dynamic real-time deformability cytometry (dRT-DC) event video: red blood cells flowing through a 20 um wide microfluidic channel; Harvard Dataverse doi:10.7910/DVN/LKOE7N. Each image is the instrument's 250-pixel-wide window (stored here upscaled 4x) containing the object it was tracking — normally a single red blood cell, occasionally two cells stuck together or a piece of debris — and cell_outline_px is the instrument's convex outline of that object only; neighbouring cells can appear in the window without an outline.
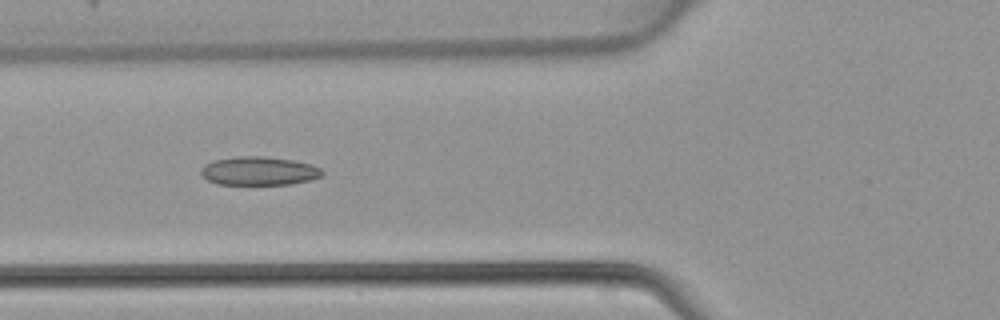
{"species": "common noctule bat (a hibernating species)", "species_latin": "Nyctalus noctula", "temperature_condition": "warm", "stored_images_in_passage": 47, "camera_frame_rate_fps": 3000, "um_per_image_px": 0.085, "animal": {"sex": "female", "body_mass_g": 22.7, "forearm_length_mm": 54.2}, "frame": {"image": 1, "passage_image": 18, "time_ms": 5.667, "image_size_px": [1000, 320], "cell_outline_px": [[324, 172], [320, 176], [312, 180], [292, 184], [216, 184], [208, 180], [200, 172], [200, 168], [204, 164], [212, 160], [236, 156], [264, 156], [292, 160], [312, 164], [320, 168]], "centroid_in_image_um": [22.0, 14.52], "position_along_channel_um": 103.8, "area_um2": 20.35}}
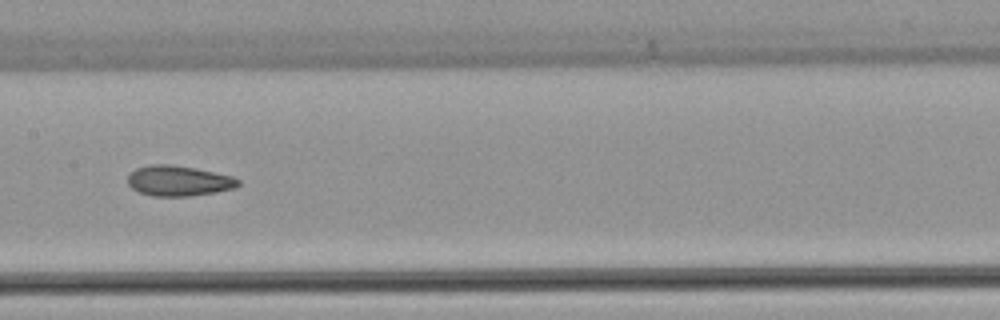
{"frame": {"image": 2, "passage_image": 24, "time_ms": 7.667, "image_size_px": [1000, 320], "cell_outline_px": [[240, 184], [236, 188], [216, 192], [188, 196], [152, 196], [140, 192], [132, 188], [128, 184], [128, 176], [136, 168], [148, 164], [172, 164], [196, 168], [232, 176], [240, 180]], "centroid_in_image_um": [15.19, 15.36], "position_along_channel_um": 192.2, "area_um2": 19.65}}
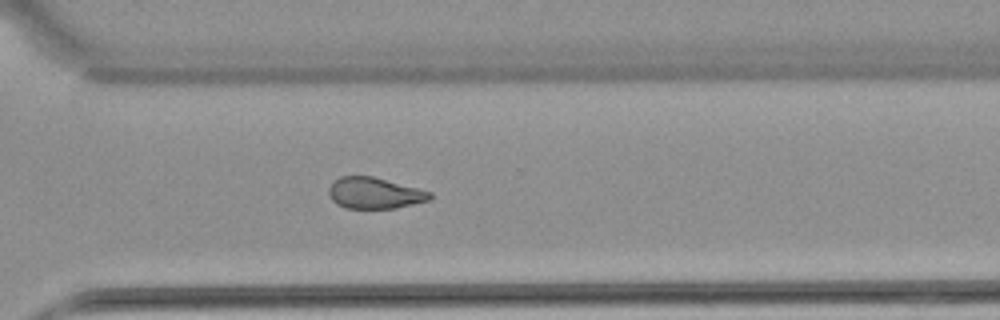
{"frame": {"image": 3, "passage_image": 34, "time_ms": 11.0, "image_size_px": [1000, 320], "cell_outline_px": [[432, 196], [428, 200], [396, 208], [348, 208], [336, 204], [332, 200], [328, 192], [328, 188], [332, 180], [340, 176], [372, 176], [432, 192]], "centroid_in_image_um": [31.79, 16.4], "position_along_channel_um": 338.8, "area_um2": 18.32}}